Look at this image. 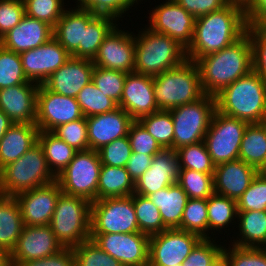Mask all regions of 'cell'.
Instances as JSON below:
<instances>
[{"mask_svg": "<svg viewBox=\"0 0 266 266\" xmlns=\"http://www.w3.org/2000/svg\"><path fill=\"white\" fill-rule=\"evenodd\" d=\"M247 27L244 7L235 3L197 17L186 58L196 62L201 57L230 46L246 33Z\"/></svg>", "mask_w": 266, "mask_h": 266, "instance_id": "obj_1", "label": "cell"}, {"mask_svg": "<svg viewBox=\"0 0 266 266\" xmlns=\"http://www.w3.org/2000/svg\"><path fill=\"white\" fill-rule=\"evenodd\" d=\"M204 93L217 95L240 77L253 70L252 45L246 32L224 49L196 61Z\"/></svg>", "mask_w": 266, "mask_h": 266, "instance_id": "obj_2", "label": "cell"}, {"mask_svg": "<svg viewBox=\"0 0 266 266\" xmlns=\"http://www.w3.org/2000/svg\"><path fill=\"white\" fill-rule=\"evenodd\" d=\"M216 111L247 123L266 122V81L254 70L215 95Z\"/></svg>", "mask_w": 266, "mask_h": 266, "instance_id": "obj_3", "label": "cell"}, {"mask_svg": "<svg viewBox=\"0 0 266 266\" xmlns=\"http://www.w3.org/2000/svg\"><path fill=\"white\" fill-rule=\"evenodd\" d=\"M153 86L159 110L169 111L193 103L206 95L198 66L190 59L153 77Z\"/></svg>", "mask_w": 266, "mask_h": 266, "instance_id": "obj_4", "label": "cell"}, {"mask_svg": "<svg viewBox=\"0 0 266 266\" xmlns=\"http://www.w3.org/2000/svg\"><path fill=\"white\" fill-rule=\"evenodd\" d=\"M135 35L134 72L155 77L186 60V49L166 34L145 27Z\"/></svg>", "mask_w": 266, "mask_h": 266, "instance_id": "obj_5", "label": "cell"}, {"mask_svg": "<svg viewBox=\"0 0 266 266\" xmlns=\"http://www.w3.org/2000/svg\"><path fill=\"white\" fill-rule=\"evenodd\" d=\"M57 180L42 147L37 142L23 156L4 166L0 172V195L15 196Z\"/></svg>", "mask_w": 266, "mask_h": 266, "instance_id": "obj_6", "label": "cell"}, {"mask_svg": "<svg viewBox=\"0 0 266 266\" xmlns=\"http://www.w3.org/2000/svg\"><path fill=\"white\" fill-rule=\"evenodd\" d=\"M91 202L61 193L50 227L64 248H74L90 239Z\"/></svg>", "mask_w": 266, "mask_h": 266, "instance_id": "obj_7", "label": "cell"}, {"mask_svg": "<svg viewBox=\"0 0 266 266\" xmlns=\"http://www.w3.org/2000/svg\"><path fill=\"white\" fill-rule=\"evenodd\" d=\"M174 125L173 150L204 140L216 111L215 96L201 99L169 110Z\"/></svg>", "mask_w": 266, "mask_h": 266, "instance_id": "obj_8", "label": "cell"}, {"mask_svg": "<svg viewBox=\"0 0 266 266\" xmlns=\"http://www.w3.org/2000/svg\"><path fill=\"white\" fill-rule=\"evenodd\" d=\"M101 165L97 151H77L71 162L57 176L62 193L83 197L90 202L96 201Z\"/></svg>", "mask_w": 266, "mask_h": 266, "instance_id": "obj_9", "label": "cell"}, {"mask_svg": "<svg viewBox=\"0 0 266 266\" xmlns=\"http://www.w3.org/2000/svg\"><path fill=\"white\" fill-rule=\"evenodd\" d=\"M140 232L133 194L91 202L90 233Z\"/></svg>", "mask_w": 266, "mask_h": 266, "instance_id": "obj_10", "label": "cell"}, {"mask_svg": "<svg viewBox=\"0 0 266 266\" xmlns=\"http://www.w3.org/2000/svg\"><path fill=\"white\" fill-rule=\"evenodd\" d=\"M248 124L214 112L203 141L215 165L239 159L242 137Z\"/></svg>", "mask_w": 266, "mask_h": 266, "instance_id": "obj_11", "label": "cell"}, {"mask_svg": "<svg viewBox=\"0 0 266 266\" xmlns=\"http://www.w3.org/2000/svg\"><path fill=\"white\" fill-rule=\"evenodd\" d=\"M93 240L103 251L124 266H148L150 236L141 232L134 233H90Z\"/></svg>", "mask_w": 266, "mask_h": 266, "instance_id": "obj_12", "label": "cell"}, {"mask_svg": "<svg viewBox=\"0 0 266 266\" xmlns=\"http://www.w3.org/2000/svg\"><path fill=\"white\" fill-rule=\"evenodd\" d=\"M202 238L178 228L150 236L148 266L182 264Z\"/></svg>", "mask_w": 266, "mask_h": 266, "instance_id": "obj_13", "label": "cell"}, {"mask_svg": "<svg viewBox=\"0 0 266 266\" xmlns=\"http://www.w3.org/2000/svg\"><path fill=\"white\" fill-rule=\"evenodd\" d=\"M84 117L76 98L38 87L36 126L39 131H53L56 127Z\"/></svg>", "mask_w": 266, "mask_h": 266, "instance_id": "obj_14", "label": "cell"}, {"mask_svg": "<svg viewBox=\"0 0 266 266\" xmlns=\"http://www.w3.org/2000/svg\"><path fill=\"white\" fill-rule=\"evenodd\" d=\"M151 11L148 27L166 34L187 49L193 40L196 18L174 0H166Z\"/></svg>", "mask_w": 266, "mask_h": 266, "instance_id": "obj_15", "label": "cell"}, {"mask_svg": "<svg viewBox=\"0 0 266 266\" xmlns=\"http://www.w3.org/2000/svg\"><path fill=\"white\" fill-rule=\"evenodd\" d=\"M117 26L105 37L92 62L94 66L101 68L118 70L127 74L133 73L135 35L127 30H120Z\"/></svg>", "mask_w": 266, "mask_h": 266, "instance_id": "obj_16", "label": "cell"}, {"mask_svg": "<svg viewBox=\"0 0 266 266\" xmlns=\"http://www.w3.org/2000/svg\"><path fill=\"white\" fill-rule=\"evenodd\" d=\"M62 193L56 181L16 194L24 225H49Z\"/></svg>", "mask_w": 266, "mask_h": 266, "instance_id": "obj_17", "label": "cell"}, {"mask_svg": "<svg viewBox=\"0 0 266 266\" xmlns=\"http://www.w3.org/2000/svg\"><path fill=\"white\" fill-rule=\"evenodd\" d=\"M63 248L50 225H24L17 245L10 254V262L13 266H18L21 262L54 255Z\"/></svg>", "mask_w": 266, "mask_h": 266, "instance_id": "obj_18", "label": "cell"}, {"mask_svg": "<svg viewBox=\"0 0 266 266\" xmlns=\"http://www.w3.org/2000/svg\"><path fill=\"white\" fill-rule=\"evenodd\" d=\"M20 56L27 79L39 85L71 57L54 37L35 49L21 52Z\"/></svg>", "mask_w": 266, "mask_h": 266, "instance_id": "obj_19", "label": "cell"}, {"mask_svg": "<svg viewBox=\"0 0 266 266\" xmlns=\"http://www.w3.org/2000/svg\"><path fill=\"white\" fill-rule=\"evenodd\" d=\"M179 170L176 150H160L153 156L150 167L135 182L134 193L147 197L178 182Z\"/></svg>", "mask_w": 266, "mask_h": 266, "instance_id": "obj_20", "label": "cell"}, {"mask_svg": "<svg viewBox=\"0 0 266 266\" xmlns=\"http://www.w3.org/2000/svg\"><path fill=\"white\" fill-rule=\"evenodd\" d=\"M118 106L134 121L159 111L155 101L153 77L135 72L128 73Z\"/></svg>", "mask_w": 266, "mask_h": 266, "instance_id": "obj_21", "label": "cell"}, {"mask_svg": "<svg viewBox=\"0 0 266 266\" xmlns=\"http://www.w3.org/2000/svg\"><path fill=\"white\" fill-rule=\"evenodd\" d=\"M94 67L90 59L71 56L43 85L54 93L76 98L84 86L92 81Z\"/></svg>", "mask_w": 266, "mask_h": 266, "instance_id": "obj_22", "label": "cell"}, {"mask_svg": "<svg viewBox=\"0 0 266 266\" xmlns=\"http://www.w3.org/2000/svg\"><path fill=\"white\" fill-rule=\"evenodd\" d=\"M89 149L99 150L115 139L128 136L132 117L119 106L112 111L86 117Z\"/></svg>", "mask_w": 266, "mask_h": 266, "instance_id": "obj_23", "label": "cell"}, {"mask_svg": "<svg viewBox=\"0 0 266 266\" xmlns=\"http://www.w3.org/2000/svg\"><path fill=\"white\" fill-rule=\"evenodd\" d=\"M38 87L29 81L0 89V109L13 123L35 124Z\"/></svg>", "mask_w": 266, "mask_h": 266, "instance_id": "obj_24", "label": "cell"}, {"mask_svg": "<svg viewBox=\"0 0 266 266\" xmlns=\"http://www.w3.org/2000/svg\"><path fill=\"white\" fill-rule=\"evenodd\" d=\"M258 173L240 159L218 164L213 173L214 193L237 201Z\"/></svg>", "mask_w": 266, "mask_h": 266, "instance_id": "obj_25", "label": "cell"}, {"mask_svg": "<svg viewBox=\"0 0 266 266\" xmlns=\"http://www.w3.org/2000/svg\"><path fill=\"white\" fill-rule=\"evenodd\" d=\"M74 8L65 10L53 28V37L71 56L83 59L84 29L87 28L97 14L85 9Z\"/></svg>", "mask_w": 266, "mask_h": 266, "instance_id": "obj_26", "label": "cell"}, {"mask_svg": "<svg viewBox=\"0 0 266 266\" xmlns=\"http://www.w3.org/2000/svg\"><path fill=\"white\" fill-rule=\"evenodd\" d=\"M52 37L53 28L50 25L25 14L21 22L0 39V44L20 54L47 43Z\"/></svg>", "mask_w": 266, "mask_h": 266, "instance_id": "obj_27", "label": "cell"}, {"mask_svg": "<svg viewBox=\"0 0 266 266\" xmlns=\"http://www.w3.org/2000/svg\"><path fill=\"white\" fill-rule=\"evenodd\" d=\"M38 133L36 124L14 123L0 139V170L34 146Z\"/></svg>", "mask_w": 266, "mask_h": 266, "instance_id": "obj_28", "label": "cell"}, {"mask_svg": "<svg viewBox=\"0 0 266 266\" xmlns=\"http://www.w3.org/2000/svg\"><path fill=\"white\" fill-rule=\"evenodd\" d=\"M159 209L162 221L168 229H181V219L188 196L176 182L147 196Z\"/></svg>", "mask_w": 266, "mask_h": 266, "instance_id": "obj_29", "label": "cell"}, {"mask_svg": "<svg viewBox=\"0 0 266 266\" xmlns=\"http://www.w3.org/2000/svg\"><path fill=\"white\" fill-rule=\"evenodd\" d=\"M23 228L20 207L15 197L0 195V247L11 254Z\"/></svg>", "mask_w": 266, "mask_h": 266, "instance_id": "obj_30", "label": "cell"}, {"mask_svg": "<svg viewBox=\"0 0 266 266\" xmlns=\"http://www.w3.org/2000/svg\"><path fill=\"white\" fill-rule=\"evenodd\" d=\"M135 182L126 167L101 165L97 187V200L127 197L134 194Z\"/></svg>", "mask_w": 266, "mask_h": 266, "instance_id": "obj_31", "label": "cell"}, {"mask_svg": "<svg viewBox=\"0 0 266 266\" xmlns=\"http://www.w3.org/2000/svg\"><path fill=\"white\" fill-rule=\"evenodd\" d=\"M239 159L260 171L266 163V122L248 124L242 137Z\"/></svg>", "mask_w": 266, "mask_h": 266, "instance_id": "obj_32", "label": "cell"}, {"mask_svg": "<svg viewBox=\"0 0 266 266\" xmlns=\"http://www.w3.org/2000/svg\"><path fill=\"white\" fill-rule=\"evenodd\" d=\"M239 237L232 245L260 248L266 243V211L238 212Z\"/></svg>", "mask_w": 266, "mask_h": 266, "instance_id": "obj_33", "label": "cell"}, {"mask_svg": "<svg viewBox=\"0 0 266 266\" xmlns=\"http://www.w3.org/2000/svg\"><path fill=\"white\" fill-rule=\"evenodd\" d=\"M37 142L42 147L49 168L56 177L61 174L77 152L51 131H39Z\"/></svg>", "mask_w": 266, "mask_h": 266, "instance_id": "obj_34", "label": "cell"}, {"mask_svg": "<svg viewBox=\"0 0 266 266\" xmlns=\"http://www.w3.org/2000/svg\"><path fill=\"white\" fill-rule=\"evenodd\" d=\"M207 211L208 231L225 229L238 217L236 200L217 193L207 199Z\"/></svg>", "mask_w": 266, "mask_h": 266, "instance_id": "obj_35", "label": "cell"}, {"mask_svg": "<svg viewBox=\"0 0 266 266\" xmlns=\"http://www.w3.org/2000/svg\"><path fill=\"white\" fill-rule=\"evenodd\" d=\"M116 22L117 20L111 16L97 15L88 24L84 29L83 59H94L105 37L116 25H119Z\"/></svg>", "mask_w": 266, "mask_h": 266, "instance_id": "obj_36", "label": "cell"}, {"mask_svg": "<svg viewBox=\"0 0 266 266\" xmlns=\"http://www.w3.org/2000/svg\"><path fill=\"white\" fill-rule=\"evenodd\" d=\"M133 206L141 233L152 236L168 229L162 221L159 209L149 198L134 193Z\"/></svg>", "mask_w": 266, "mask_h": 266, "instance_id": "obj_37", "label": "cell"}, {"mask_svg": "<svg viewBox=\"0 0 266 266\" xmlns=\"http://www.w3.org/2000/svg\"><path fill=\"white\" fill-rule=\"evenodd\" d=\"M138 121L163 149H173L174 125L170 111L159 110Z\"/></svg>", "mask_w": 266, "mask_h": 266, "instance_id": "obj_38", "label": "cell"}, {"mask_svg": "<svg viewBox=\"0 0 266 266\" xmlns=\"http://www.w3.org/2000/svg\"><path fill=\"white\" fill-rule=\"evenodd\" d=\"M181 230L210 239L208 233L207 199H188L181 219Z\"/></svg>", "mask_w": 266, "mask_h": 266, "instance_id": "obj_39", "label": "cell"}, {"mask_svg": "<svg viewBox=\"0 0 266 266\" xmlns=\"http://www.w3.org/2000/svg\"><path fill=\"white\" fill-rule=\"evenodd\" d=\"M180 169H190L213 174L216 165L210 157L204 141L190 144L176 150Z\"/></svg>", "mask_w": 266, "mask_h": 266, "instance_id": "obj_40", "label": "cell"}, {"mask_svg": "<svg viewBox=\"0 0 266 266\" xmlns=\"http://www.w3.org/2000/svg\"><path fill=\"white\" fill-rule=\"evenodd\" d=\"M84 117L103 114L118 107L111 98L105 96L91 81L79 92L76 97Z\"/></svg>", "mask_w": 266, "mask_h": 266, "instance_id": "obj_41", "label": "cell"}, {"mask_svg": "<svg viewBox=\"0 0 266 266\" xmlns=\"http://www.w3.org/2000/svg\"><path fill=\"white\" fill-rule=\"evenodd\" d=\"M177 183L190 199H208L214 193L213 174L180 169Z\"/></svg>", "mask_w": 266, "mask_h": 266, "instance_id": "obj_42", "label": "cell"}, {"mask_svg": "<svg viewBox=\"0 0 266 266\" xmlns=\"http://www.w3.org/2000/svg\"><path fill=\"white\" fill-rule=\"evenodd\" d=\"M202 239L187 256L182 266H225L224 246L215 240Z\"/></svg>", "mask_w": 266, "mask_h": 266, "instance_id": "obj_43", "label": "cell"}, {"mask_svg": "<svg viewBox=\"0 0 266 266\" xmlns=\"http://www.w3.org/2000/svg\"><path fill=\"white\" fill-rule=\"evenodd\" d=\"M29 82L19 53L5 49L0 44V89Z\"/></svg>", "mask_w": 266, "mask_h": 266, "instance_id": "obj_44", "label": "cell"}, {"mask_svg": "<svg viewBox=\"0 0 266 266\" xmlns=\"http://www.w3.org/2000/svg\"><path fill=\"white\" fill-rule=\"evenodd\" d=\"M126 76L127 73L122 71L95 66L92 82L105 96L119 104Z\"/></svg>", "mask_w": 266, "mask_h": 266, "instance_id": "obj_45", "label": "cell"}, {"mask_svg": "<svg viewBox=\"0 0 266 266\" xmlns=\"http://www.w3.org/2000/svg\"><path fill=\"white\" fill-rule=\"evenodd\" d=\"M75 266H124L89 239L72 248Z\"/></svg>", "mask_w": 266, "mask_h": 266, "instance_id": "obj_46", "label": "cell"}, {"mask_svg": "<svg viewBox=\"0 0 266 266\" xmlns=\"http://www.w3.org/2000/svg\"><path fill=\"white\" fill-rule=\"evenodd\" d=\"M25 14L55 27L65 12L64 0H23Z\"/></svg>", "mask_w": 266, "mask_h": 266, "instance_id": "obj_47", "label": "cell"}, {"mask_svg": "<svg viewBox=\"0 0 266 266\" xmlns=\"http://www.w3.org/2000/svg\"><path fill=\"white\" fill-rule=\"evenodd\" d=\"M236 202L238 212L266 211V174L259 172Z\"/></svg>", "mask_w": 266, "mask_h": 266, "instance_id": "obj_48", "label": "cell"}, {"mask_svg": "<svg viewBox=\"0 0 266 266\" xmlns=\"http://www.w3.org/2000/svg\"><path fill=\"white\" fill-rule=\"evenodd\" d=\"M52 133L76 151L89 149L86 117L56 127Z\"/></svg>", "mask_w": 266, "mask_h": 266, "instance_id": "obj_49", "label": "cell"}, {"mask_svg": "<svg viewBox=\"0 0 266 266\" xmlns=\"http://www.w3.org/2000/svg\"><path fill=\"white\" fill-rule=\"evenodd\" d=\"M231 246L223 248L225 266H266V255L261 248Z\"/></svg>", "mask_w": 266, "mask_h": 266, "instance_id": "obj_50", "label": "cell"}, {"mask_svg": "<svg viewBox=\"0 0 266 266\" xmlns=\"http://www.w3.org/2000/svg\"><path fill=\"white\" fill-rule=\"evenodd\" d=\"M77 3L78 8L97 15H108L118 20L123 18L122 15L137 2L136 0H77Z\"/></svg>", "mask_w": 266, "mask_h": 266, "instance_id": "obj_51", "label": "cell"}, {"mask_svg": "<svg viewBox=\"0 0 266 266\" xmlns=\"http://www.w3.org/2000/svg\"><path fill=\"white\" fill-rule=\"evenodd\" d=\"M97 152L102 165L126 167L132 149L128 136H125L104 145Z\"/></svg>", "mask_w": 266, "mask_h": 266, "instance_id": "obj_52", "label": "cell"}, {"mask_svg": "<svg viewBox=\"0 0 266 266\" xmlns=\"http://www.w3.org/2000/svg\"><path fill=\"white\" fill-rule=\"evenodd\" d=\"M252 45L253 70L266 81V24L248 25Z\"/></svg>", "mask_w": 266, "mask_h": 266, "instance_id": "obj_53", "label": "cell"}, {"mask_svg": "<svg viewBox=\"0 0 266 266\" xmlns=\"http://www.w3.org/2000/svg\"><path fill=\"white\" fill-rule=\"evenodd\" d=\"M128 139L135 153L155 155L163 149L139 121H133L130 125Z\"/></svg>", "mask_w": 266, "mask_h": 266, "instance_id": "obj_54", "label": "cell"}, {"mask_svg": "<svg viewBox=\"0 0 266 266\" xmlns=\"http://www.w3.org/2000/svg\"><path fill=\"white\" fill-rule=\"evenodd\" d=\"M24 15L23 0H0V39L18 25Z\"/></svg>", "mask_w": 266, "mask_h": 266, "instance_id": "obj_55", "label": "cell"}, {"mask_svg": "<svg viewBox=\"0 0 266 266\" xmlns=\"http://www.w3.org/2000/svg\"><path fill=\"white\" fill-rule=\"evenodd\" d=\"M195 18L221 10L228 0H174Z\"/></svg>", "mask_w": 266, "mask_h": 266, "instance_id": "obj_56", "label": "cell"}, {"mask_svg": "<svg viewBox=\"0 0 266 266\" xmlns=\"http://www.w3.org/2000/svg\"><path fill=\"white\" fill-rule=\"evenodd\" d=\"M18 266H75L72 248H63L60 252L42 259L21 262Z\"/></svg>", "mask_w": 266, "mask_h": 266, "instance_id": "obj_57", "label": "cell"}, {"mask_svg": "<svg viewBox=\"0 0 266 266\" xmlns=\"http://www.w3.org/2000/svg\"><path fill=\"white\" fill-rule=\"evenodd\" d=\"M154 155L132 152L126 164V170L130 177L136 182L150 167Z\"/></svg>", "mask_w": 266, "mask_h": 266, "instance_id": "obj_58", "label": "cell"}, {"mask_svg": "<svg viewBox=\"0 0 266 266\" xmlns=\"http://www.w3.org/2000/svg\"><path fill=\"white\" fill-rule=\"evenodd\" d=\"M244 12L248 25L266 24V0H251Z\"/></svg>", "mask_w": 266, "mask_h": 266, "instance_id": "obj_59", "label": "cell"}, {"mask_svg": "<svg viewBox=\"0 0 266 266\" xmlns=\"http://www.w3.org/2000/svg\"><path fill=\"white\" fill-rule=\"evenodd\" d=\"M13 124L11 119L0 109V139Z\"/></svg>", "mask_w": 266, "mask_h": 266, "instance_id": "obj_60", "label": "cell"}, {"mask_svg": "<svg viewBox=\"0 0 266 266\" xmlns=\"http://www.w3.org/2000/svg\"><path fill=\"white\" fill-rule=\"evenodd\" d=\"M10 262V254L0 247V266H6Z\"/></svg>", "mask_w": 266, "mask_h": 266, "instance_id": "obj_61", "label": "cell"}, {"mask_svg": "<svg viewBox=\"0 0 266 266\" xmlns=\"http://www.w3.org/2000/svg\"><path fill=\"white\" fill-rule=\"evenodd\" d=\"M251 0H228L229 3H235L245 7Z\"/></svg>", "mask_w": 266, "mask_h": 266, "instance_id": "obj_62", "label": "cell"}, {"mask_svg": "<svg viewBox=\"0 0 266 266\" xmlns=\"http://www.w3.org/2000/svg\"><path fill=\"white\" fill-rule=\"evenodd\" d=\"M264 254L266 255V243L260 247Z\"/></svg>", "mask_w": 266, "mask_h": 266, "instance_id": "obj_63", "label": "cell"}, {"mask_svg": "<svg viewBox=\"0 0 266 266\" xmlns=\"http://www.w3.org/2000/svg\"><path fill=\"white\" fill-rule=\"evenodd\" d=\"M259 172L266 174V163H265V166Z\"/></svg>", "mask_w": 266, "mask_h": 266, "instance_id": "obj_64", "label": "cell"}, {"mask_svg": "<svg viewBox=\"0 0 266 266\" xmlns=\"http://www.w3.org/2000/svg\"><path fill=\"white\" fill-rule=\"evenodd\" d=\"M171 266H182V264H176V265H171Z\"/></svg>", "mask_w": 266, "mask_h": 266, "instance_id": "obj_65", "label": "cell"}, {"mask_svg": "<svg viewBox=\"0 0 266 266\" xmlns=\"http://www.w3.org/2000/svg\"><path fill=\"white\" fill-rule=\"evenodd\" d=\"M6 266H13V265L11 264V262H9Z\"/></svg>", "mask_w": 266, "mask_h": 266, "instance_id": "obj_66", "label": "cell"}]
</instances>
